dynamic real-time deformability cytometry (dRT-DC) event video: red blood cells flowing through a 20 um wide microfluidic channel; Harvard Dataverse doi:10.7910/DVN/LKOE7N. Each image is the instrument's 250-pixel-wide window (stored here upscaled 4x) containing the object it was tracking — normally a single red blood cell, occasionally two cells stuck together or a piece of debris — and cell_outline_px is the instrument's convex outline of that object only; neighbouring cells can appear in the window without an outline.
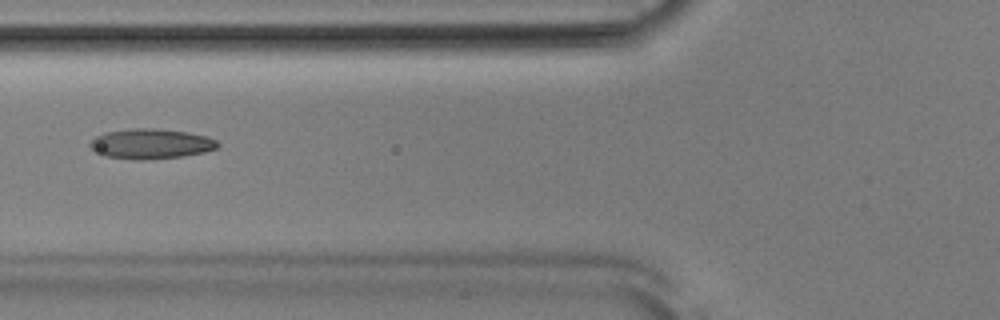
{"species": "Egyptian fruit bat (a non-hibernating species)", "species_latin": "Rousettus aegyptiacus", "temperature_condition": "room temperature", "stored_images_in_passage": 52, "camera_frame_rate_fps": 3000, "um_per_image_px": 0.085, "animal": {"sex": "male"}, "frame": {"image": 1, "passage_image": 20, "time_ms": 6.333, "image_size_px": [1000, 320], "cell_outline_px": [[220, 144], [216, 148], [204, 152], [184, 156], [144, 160], [136, 160], [104, 156], [96, 152], [88, 144], [96, 136], [108, 132], [132, 128], [156, 128], [188, 132], [208, 136], [216, 140]], "centroid_in_image_um": [12.84, 12.22], "position_along_channel_um": 113.0, "area_um2": 22.43}}
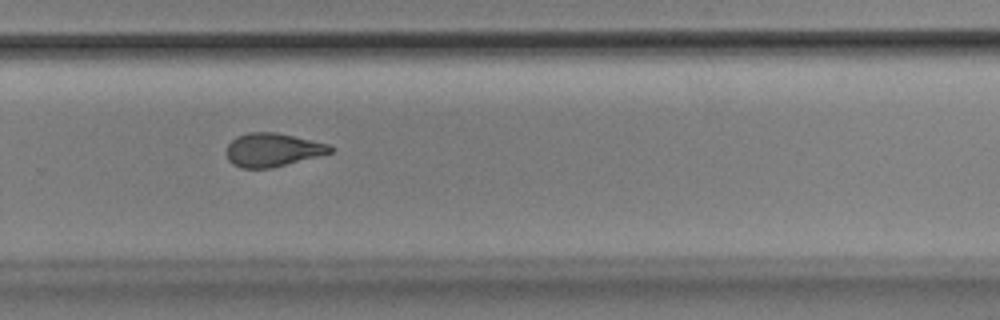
{"frame": {"image": 2, "passage_image": 35, "time_ms": 11.333, "image_size_px": [1000, 320], "cell_outline_px": [[336, 148], [332, 152], [272, 168], [240, 168], [232, 164], [228, 160], [224, 152], [228, 144], [236, 136], [248, 132], [276, 132], [328, 144]], "centroid_in_image_um": [23.12, 12.74], "position_along_channel_um": 306.7, "area_um2": 20.35}}
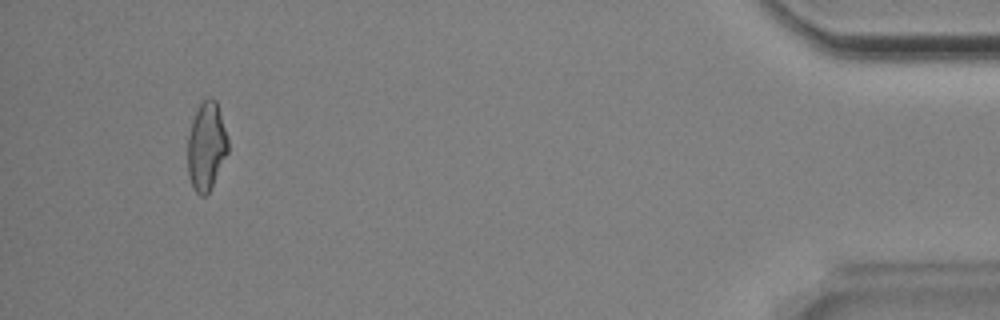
{"frame": {"image": 3, "passage_image": 49, "time_ms": 16.0, "image_size_px": [1000, 320], "cell_outline_px": [[228, 152], [208, 192], [204, 196], [200, 196], [192, 188], [188, 176], [188, 136], [192, 120], [196, 108], [208, 96], [212, 96], [216, 100], [228, 136]], "centroid_in_image_um": [17.53, 12.39], "position_along_channel_um": 417.7, "area_um2": 20.81}, "authors_computed_cell_mechanics": {"area_um2": 21.3282, "velocity_mm_per_s": 3.8762, "shape_relaxation_time_tau1_ms": 7.1538, "shape_relaxation_time_tau2_ms": 2.6097, "deformation_change_tau1": 0.1891, "deformation_change_tau2": 0.1066}}